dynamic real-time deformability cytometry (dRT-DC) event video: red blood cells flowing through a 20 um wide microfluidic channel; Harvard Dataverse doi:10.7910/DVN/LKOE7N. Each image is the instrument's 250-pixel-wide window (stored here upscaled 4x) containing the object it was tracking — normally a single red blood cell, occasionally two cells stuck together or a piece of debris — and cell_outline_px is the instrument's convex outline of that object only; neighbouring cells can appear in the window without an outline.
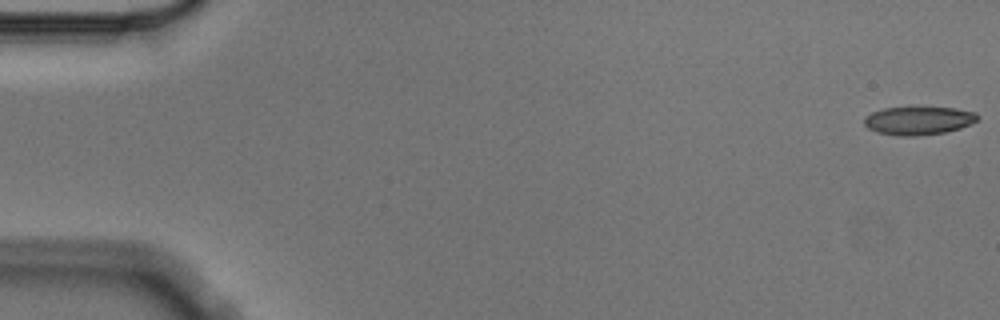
{"species": "Egyptian fruit bat (a non-hibernating species)", "species_latin": "Rousettus aegyptiacus", "temperature_condition": "cold", "stored_images_in_passage": 9, "camera_frame_rate_fps": 3000, "um_per_image_px": 0.085, "animal": {"sex": "male"}, "frame": {"image": 1, "passage_image": 1, "time_ms": 0.0, "image_size_px": [1000, 320], "cell_outline_px": [[980, 116], [976, 120], [960, 128], [944, 132], [916, 136], [900, 136], [876, 132], [868, 128], [864, 124], [864, 116], [872, 112], [884, 108], [956, 108], [976, 112]], "centroid_in_image_um": [78.05, 10.25], "position_along_channel_um": 7.0, "area_um2": 18.5}}
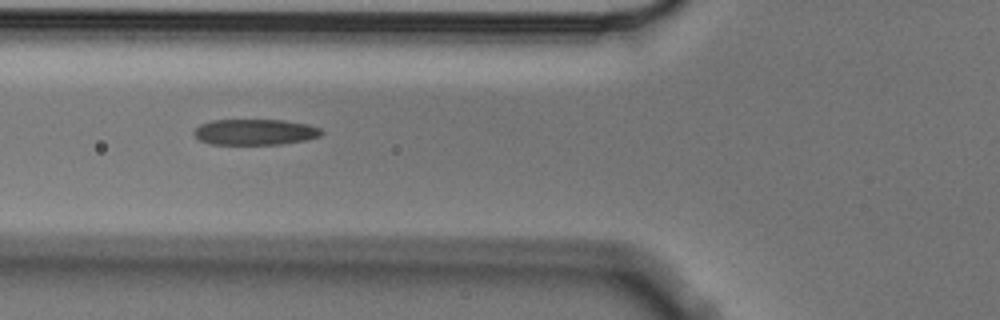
{"frame": {"image": 2, "passage_image": 6, "time_ms": 1.667, "image_size_px": [1000, 320], "cell_outline_px": [[324, 132], [320, 136], [308, 140], [280, 144], [208, 144], [200, 140], [192, 132], [200, 124], [212, 120], [284, 120], [308, 124], [320, 128]], "centroid_in_image_um": [21.7, 11.22], "position_along_channel_um": 104.1, "area_um2": 19.31}}
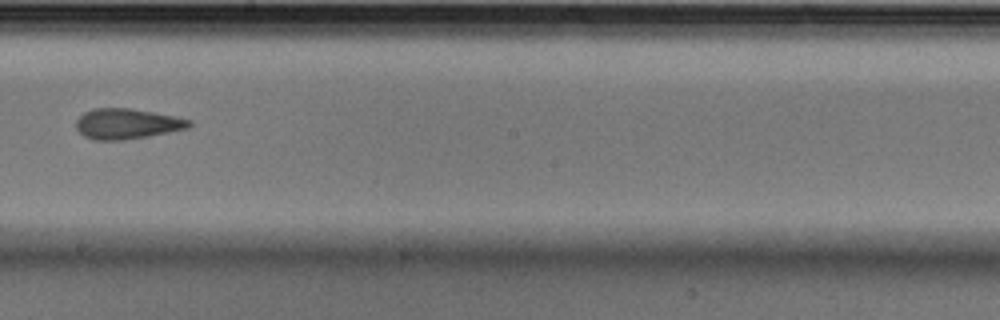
{"frame": {"image": 3, "passage_image": 9, "time_ms": 2.667, "image_size_px": [1000, 320], "cell_outline_px": [[192, 124], [188, 128], [148, 136], [124, 140], [92, 140], [84, 136], [76, 128], [76, 120], [84, 112], [92, 108], [132, 108], [176, 116], [192, 120]], "centroid_in_image_um": [10.79, 10.51], "position_along_channel_um": 237.4, "area_um2": 20.17}}